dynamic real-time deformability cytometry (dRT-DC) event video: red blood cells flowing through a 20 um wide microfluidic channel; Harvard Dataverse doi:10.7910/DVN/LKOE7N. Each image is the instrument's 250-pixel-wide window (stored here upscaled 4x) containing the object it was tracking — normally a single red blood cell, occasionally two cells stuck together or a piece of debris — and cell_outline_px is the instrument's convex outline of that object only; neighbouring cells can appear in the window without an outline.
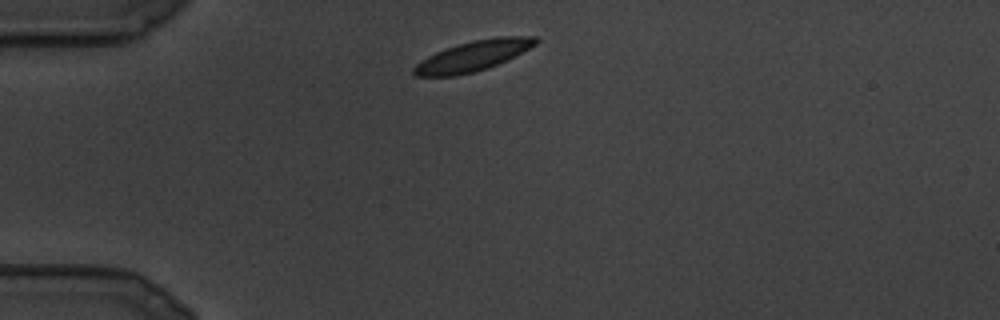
{"species": "common noctule bat (a hibernating species)", "species_latin": "Nyctalus noctula", "temperature_condition": "cold", "stored_images_in_passage": 81, "camera_frame_rate_fps": 3000, "um_per_image_px": 0.085, "animal": {"sex": "male", "body_mass_g": 19.5, "forearm_length_mm": 54.6}, "frame": {"image": 1, "passage_image": 1, "time_ms": 0.0, "image_size_px": [1000, 320], "cell_outline_px": [[540, 40], [536, 44], [488, 68], [456, 76], [416, 76], [412, 72], [412, 68], [420, 60], [444, 48], [456, 44], [472, 40], [500, 36], [536, 36]], "centroid_in_image_um": [40.15, 4.74], "position_along_channel_um": 44.8, "area_um2": 21.33}}
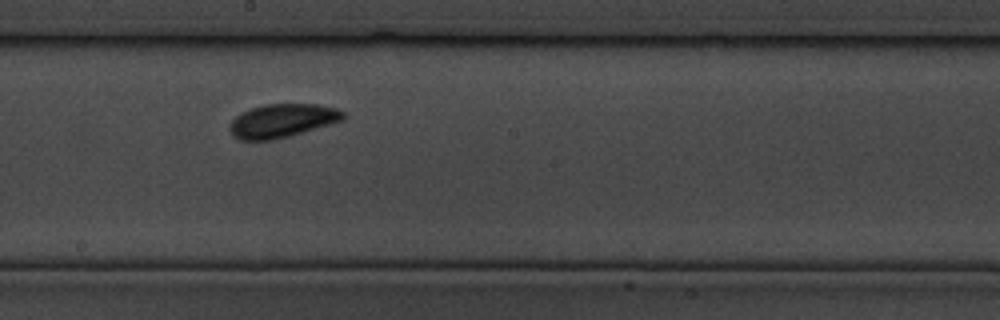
{"frame": {"image": 2, "passage_image": 34, "time_ms": 11.0, "image_size_px": [1000, 320], "cell_outline_px": [[344, 120], [288, 136], [272, 140], [240, 140], [232, 136], [228, 128], [228, 124], [236, 116], [252, 108], [264, 104], [316, 104], [336, 108], [344, 112]], "centroid_in_image_um": [23.96, 10.26], "position_along_channel_um": 224.2, "area_um2": 22.08}}
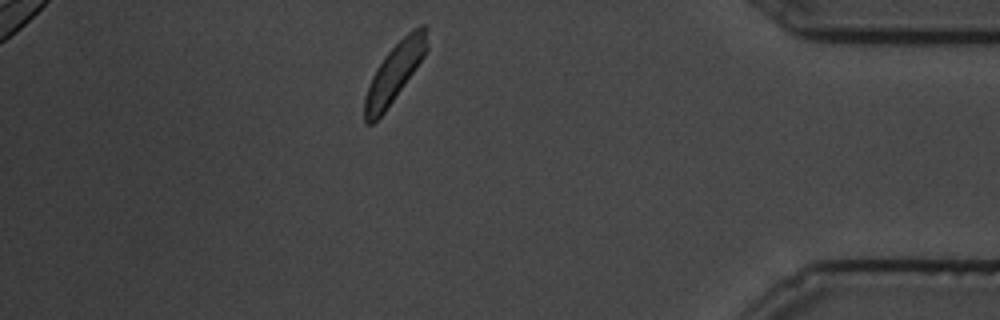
{"frame": {"image": 3, "passage_image": 68, "time_ms": 22.333, "image_size_px": [1000, 320], "cell_outline_px": [[428, 48], [424, 56], [384, 112], [372, 124], [368, 124], [364, 120], [364, 96], [372, 76], [376, 68], [384, 56], [412, 28], [420, 24], [424, 24], [428, 28]], "centroid_in_image_um": [33.54, 6.12], "position_along_channel_um": 401.7, "area_um2": 21.04}}